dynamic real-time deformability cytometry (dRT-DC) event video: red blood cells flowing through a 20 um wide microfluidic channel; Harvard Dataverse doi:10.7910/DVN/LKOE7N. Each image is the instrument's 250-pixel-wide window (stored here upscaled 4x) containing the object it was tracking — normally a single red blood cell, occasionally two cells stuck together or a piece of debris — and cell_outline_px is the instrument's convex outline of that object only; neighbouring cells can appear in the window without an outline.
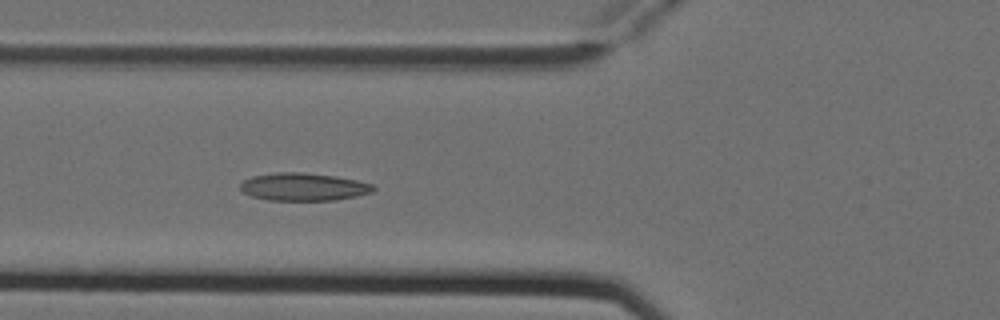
{"species": "Egyptian fruit bat (a non-hibernating species)", "species_latin": "Rousettus aegyptiacus", "temperature_condition": "cold", "stored_images_in_passage": 3, "camera_frame_rate_fps": 3000, "um_per_image_px": 0.085, "animal": {"sex": "female"}, "frame": {"image": 1, "passage_image": 3, "time_ms": 0.667, "image_size_px": [1000, 320], "cell_outline_px": [[376, 188], [372, 192], [356, 196], [336, 200], [268, 200], [252, 196], [244, 192], [240, 188], [240, 184], [244, 180], [252, 176], [276, 172], [300, 172], [336, 176], [356, 180], [372, 184]], "centroid_in_image_um": [25.8, 15.88], "position_along_channel_um": 100.0, "area_um2": 21.44}}